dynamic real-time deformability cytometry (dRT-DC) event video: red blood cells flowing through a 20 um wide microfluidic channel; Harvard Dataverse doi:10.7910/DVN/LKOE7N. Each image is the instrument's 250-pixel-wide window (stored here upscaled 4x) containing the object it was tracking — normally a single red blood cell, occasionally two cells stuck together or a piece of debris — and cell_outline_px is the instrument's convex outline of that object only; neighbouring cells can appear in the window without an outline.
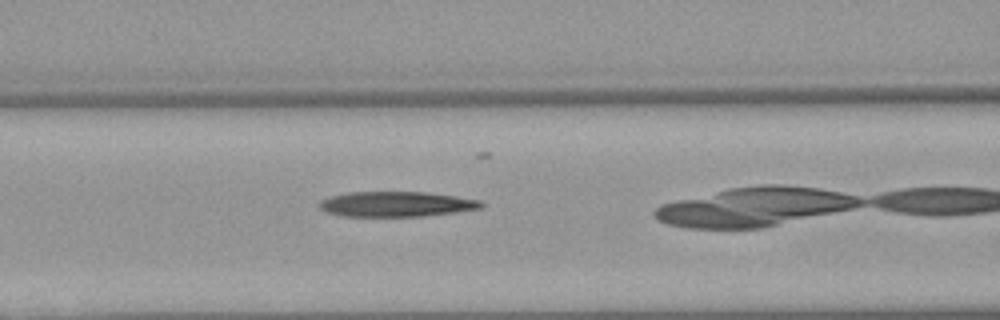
{"species": "Egyptian fruit bat (a non-hibernating species)", "species_latin": "Rousettus aegyptiacus", "temperature_condition": "warm", "stored_images_in_passage": 27, "camera_frame_rate_fps": 3000, "um_per_image_px": 0.085, "animal": {"sex": "female"}, "frame": {"image": 1, "passage_image": 8, "time_ms": 2.333, "image_size_px": [1000, 320], "cell_outline_px": [[484, 208], [424, 216], [340, 216], [324, 212], [316, 204], [320, 200], [332, 196], [348, 192], [428, 192], [456, 196], [480, 200], [484, 204]], "centroid_in_image_um": [33.66, 17.35], "position_along_channel_um": 132.9, "area_um2": 23.93}}
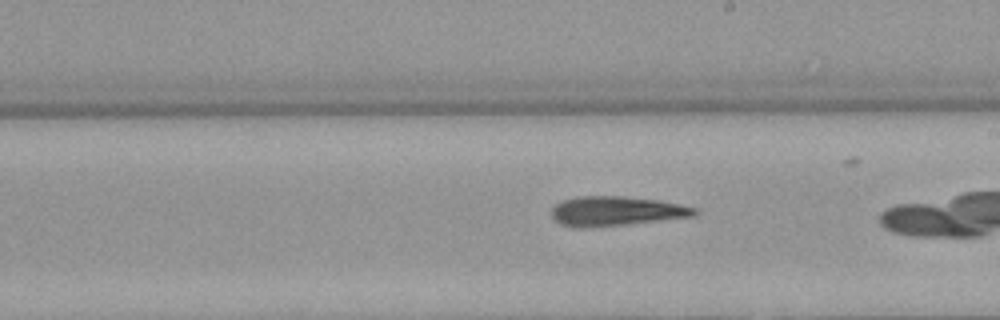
{"frame": {"image": 2, "passage_image": 16, "time_ms": 5.0, "image_size_px": [1000, 320], "cell_outline_px": [[700, 212], [696, 216], [624, 224], [584, 228], [572, 228], [560, 224], [552, 216], [552, 208], [560, 200], [576, 196], [624, 196], [660, 200], [680, 204], [696, 208]], "centroid_in_image_um": [52.36, 17.94], "position_along_channel_um": 236.6, "area_um2": 24.8}}